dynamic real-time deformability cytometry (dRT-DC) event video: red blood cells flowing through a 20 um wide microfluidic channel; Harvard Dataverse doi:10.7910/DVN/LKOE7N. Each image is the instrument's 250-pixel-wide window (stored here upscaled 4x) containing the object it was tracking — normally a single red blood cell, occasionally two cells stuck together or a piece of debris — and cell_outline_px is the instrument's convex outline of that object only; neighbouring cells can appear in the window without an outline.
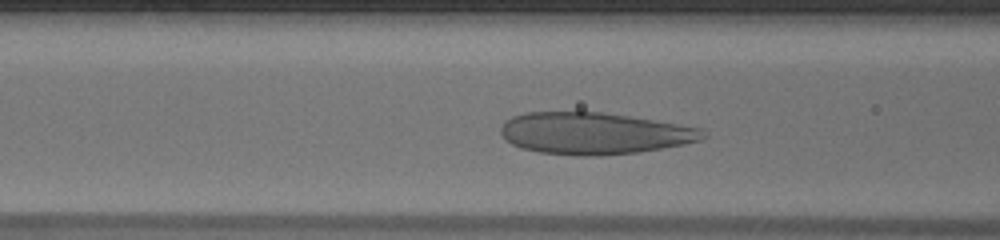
{"species": "human", "species_latin": "Homo sapiens", "temperature_condition": "warm", "stored_images_in_passage": 33, "camera_frame_rate_fps": 3000, "um_per_image_px": 0.085, "donor": {"sex": "male"}, "frame": {"image": 1, "passage_image": 10, "time_ms": 3.0, "image_size_px": [1000, 240], "cell_outline_px": [[708, 136], [700, 140], [684, 144], [636, 152], [600, 156], [576, 156], [540, 152], [520, 148], [512, 144], [500, 132], [500, 128], [504, 120], [512, 116], [528, 112], [604, 112], [700, 128]], "centroid_in_image_um": [50.46, 11.34], "position_along_channel_um": 116.1, "area_um2": 49.01}}
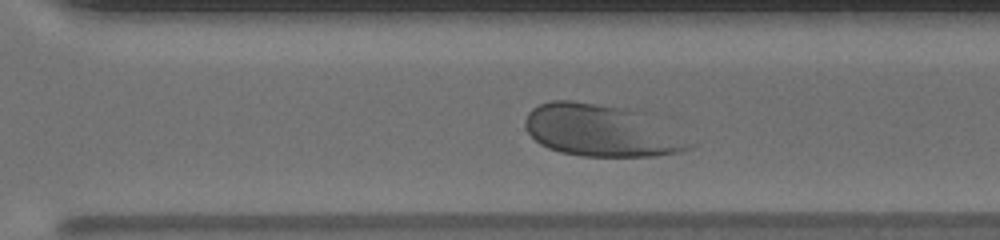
{"frame": {"image": 2, "passage_image": 25, "time_ms": 8.0, "image_size_px": [1000, 240], "cell_outline_px": [[700, 144], [692, 148], [680, 152], [656, 156], [580, 156], [560, 152], [548, 148], [540, 144], [528, 132], [524, 124], [524, 120], [528, 112], [532, 108], [540, 104], [552, 100], [572, 100], [624, 108], [636, 112]], "centroid_in_image_um": [51.09, 11.12], "position_along_channel_um": 319.5, "area_um2": 49.42}}
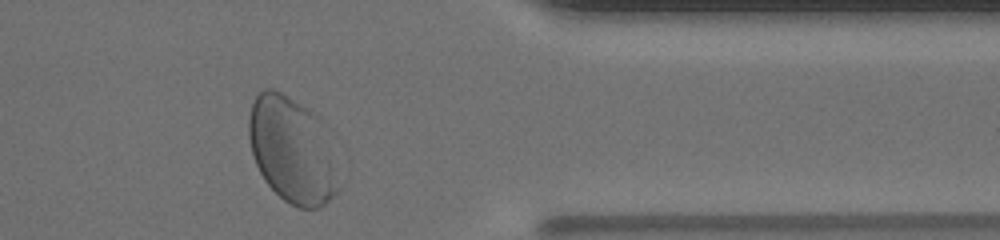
{"frame": {"image": 3, "passage_image": 31, "time_ms": 10.0, "image_size_px": [1000, 240], "cell_outline_px": [[344, 184], [320, 208], [300, 208], [284, 200], [264, 180], [256, 164], [252, 152], [248, 136], [248, 120], [252, 104], [256, 96], [264, 88], [272, 88], [280, 92], [312, 112], [320, 120]], "centroid_in_image_um": [24.84, 12.8], "position_along_channel_um": 386.6, "area_um2": 55.37}, "authors_computed_cell_mechanics": {"area_um2": 49.997, "velocity_mm_per_s": 4.085, "shape_relaxation_time_tau1_ms": 4.4623, "shape_relaxation_time_tau2_ms": null, "deformation_change_tau1": 0.19, "deformation_change_tau2": null}}